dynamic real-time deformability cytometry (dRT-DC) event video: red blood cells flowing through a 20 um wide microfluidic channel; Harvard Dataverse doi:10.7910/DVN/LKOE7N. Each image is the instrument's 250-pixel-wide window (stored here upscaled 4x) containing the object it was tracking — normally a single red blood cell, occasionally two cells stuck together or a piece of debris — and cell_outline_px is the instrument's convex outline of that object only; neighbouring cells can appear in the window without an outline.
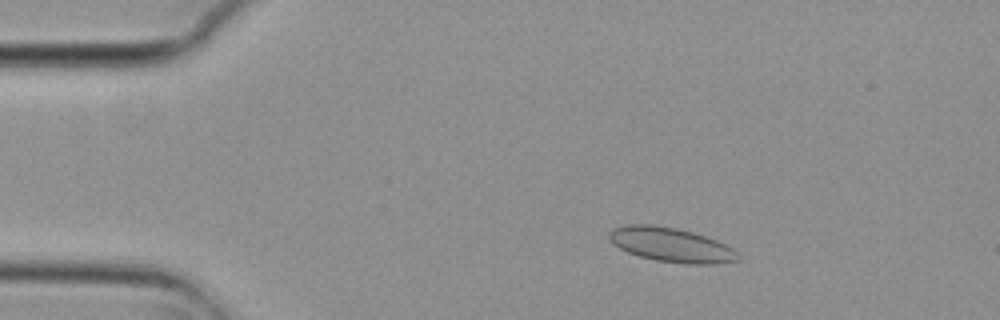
{"species": "common noctule bat (a hibernating species)", "species_latin": "Nyctalus noctula", "temperature_condition": "cold", "stored_images_in_passage": 5, "camera_frame_rate_fps": 3000, "um_per_image_px": 0.085, "animal": {"sex": "female", "body_mass_g": 29.2, "forearm_length_mm": 56.3}, "frame": {"image": 1, "passage_image": 3, "time_ms": 0.667, "image_size_px": [1000, 320], "cell_outline_px": [[740, 260], [716, 264], [688, 264], [656, 260], [640, 256], [628, 252], [612, 244], [608, 236], [608, 232], [612, 228], [628, 224], [652, 224], [676, 228], [692, 232], [716, 240], [732, 248], [740, 256]], "centroid_in_image_um": [57.02, 20.8], "position_along_channel_um": 28.0, "area_um2": 25.78}}